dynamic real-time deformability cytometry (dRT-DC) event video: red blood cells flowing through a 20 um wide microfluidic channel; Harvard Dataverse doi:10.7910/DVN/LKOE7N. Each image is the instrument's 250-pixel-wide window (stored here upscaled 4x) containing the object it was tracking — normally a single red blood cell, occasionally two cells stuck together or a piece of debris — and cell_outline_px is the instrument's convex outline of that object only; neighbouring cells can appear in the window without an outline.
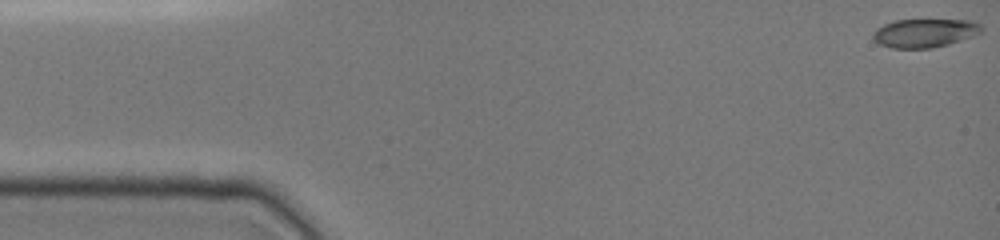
{"species": "common noctule bat (a hibernating species)", "species_latin": "Nyctalus noctula", "temperature_condition": "cold", "stored_images_in_passage": 43, "camera_frame_rate_fps": 3000, "um_per_image_px": 0.085, "animal": {"sex": "female", "body_mass_g": 19.0, "forearm_length_mm": 51.5}, "frame": {"image": 1, "passage_image": 1, "time_ms": 0.0, "image_size_px": [1000, 240], "cell_outline_px": [[984, 28], [980, 32], [972, 36], [948, 44], [932, 48], [892, 48], [880, 44], [872, 36], [876, 28], [884, 24], [896, 20], [972, 20], [980, 24]], "centroid_in_image_um": [78.6, 2.8], "position_along_channel_um": 6.4, "area_um2": 17.92}}
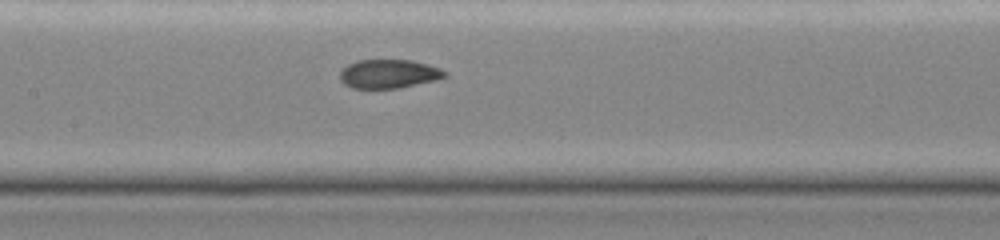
{"frame": {"image": 2, "passage_image": 23, "time_ms": 7.333, "image_size_px": [1000, 240], "cell_outline_px": [[448, 76], [436, 80], [400, 88], [352, 88], [344, 84], [340, 80], [340, 72], [348, 64], [356, 60], [412, 60], [428, 64], [440, 68], [448, 72]], "centroid_in_image_um": [33.07, 6.27], "position_along_channel_um": 174.3, "area_um2": 17.74}}
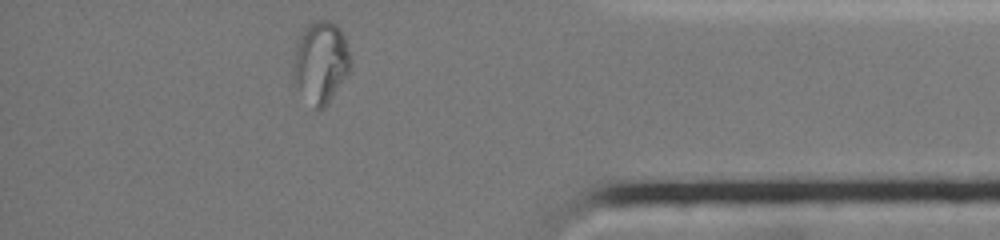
{"frame": {"image": 3, "passage_image": 42, "time_ms": 13.667, "image_size_px": [1000, 240], "cell_outline_px": [[352, 64], [348, 72], [328, 104], [320, 112], [292, 84], [292, 64], [296, 48], [304, 28], [312, 20], [328, 20], [336, 24], [340, 28], [344, 36], [352, 60]], "centroid_in_image_um": [27.25, 5.29], "position_along_channel_um": 407.9, "area_um2": 27.51}}